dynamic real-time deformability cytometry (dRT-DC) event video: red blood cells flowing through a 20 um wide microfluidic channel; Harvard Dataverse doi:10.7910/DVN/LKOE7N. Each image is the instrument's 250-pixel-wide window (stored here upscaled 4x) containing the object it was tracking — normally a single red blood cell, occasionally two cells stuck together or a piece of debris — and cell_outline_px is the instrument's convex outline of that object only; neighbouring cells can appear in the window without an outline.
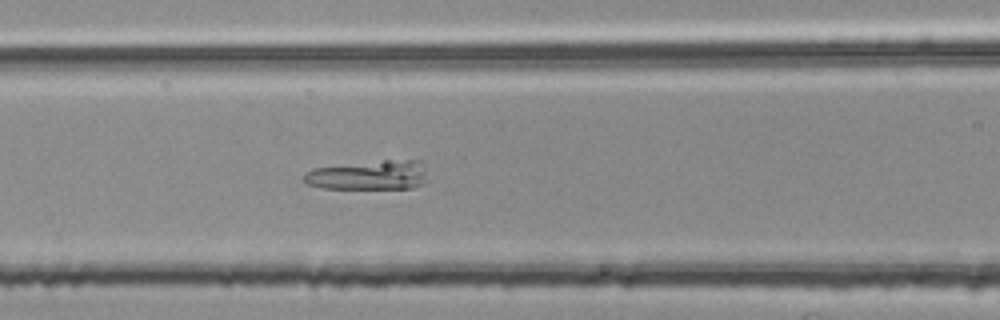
{"species": "common noctule bat (a hibernating species)", "species_latin": "Nyctalus noctula", "temperature_condition": "room temperature", "stored_images_in_passage": 34, "camera_frame_rate_fps": 3000, "um_per_image_px": 0.085, "animal": {"sex": "female", "body_mass_g": 25.1}, "frame": {"image": 1, "passage_image": 6, "time_ms": 1.667, "image_size_px": [1000, 320], "cell_outline_px": [[428, 180], [424, 184], [412, 188], [320, 188], [308, 184], [304, 180], [304, 172], [312, 168], [384, 160], [420, 160], [424, 168]], "centroid_in_image_um": [31.37, 14.89], "position_along_channel_um": 135.2, "area_um2": 21.21}}
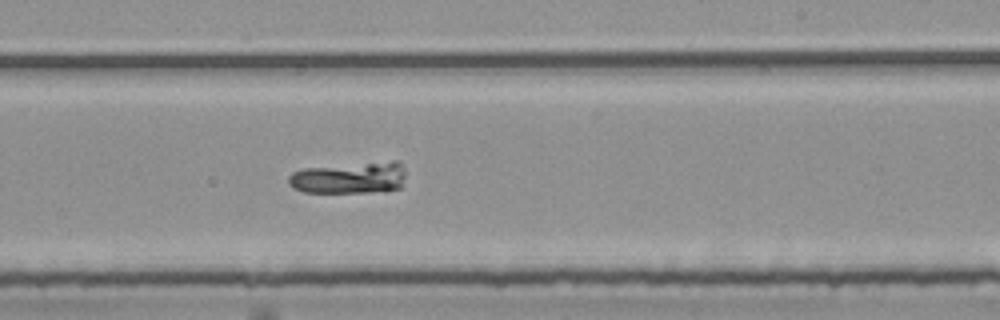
{"frame": {"image": 2, "passage_image": 16, "time_ms": 5.0, "image_size_px": [1000, 320], "cell_outline_px": [[404, 176], [400, 188], [384, 192], [304, 192], [292, 188], [288, 184], [288, 176], [292, 172], [304, 168], [392, 160], [396, 160], [404, 168]], "centroid_in_image_um": [29.7, 15.11], "position_along_channel_um": 259.3, "area_um2": 21.91}}
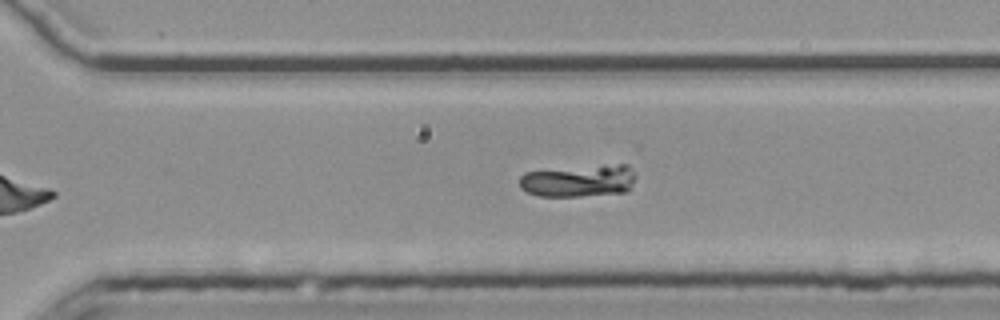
{"frame": {"image": 3, "passage_image": 21, "time_ms": 6.667, "image_size_px": [1000, 320], "cell_outline_px": [[636, 176], [628, 192], [580, 196], [540, 196], [528, 192], [520, 188], [520, 176], [524, 172], [620, 164], [628, 164]], "centroid_in_image_um": [49.22, 15.38], "position_along_channel_um": 321.4, "area_um2": 21.5}}